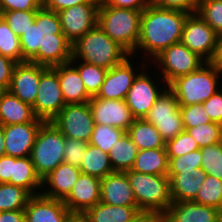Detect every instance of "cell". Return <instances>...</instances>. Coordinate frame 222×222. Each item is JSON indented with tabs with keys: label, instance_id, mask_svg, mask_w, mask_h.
<instances>
[{
	"label": "cell",
	"instance_id": "1",
	"mask_svg": "<svg viewBox=\"0 0 222 222\" xmlns=\"http://www.w3.org/2000/svg\"><path fill=\"white\" fill-rule=\"evenodd\" d=\"M19 39L23 62L53 67L72 60V44L63 34L58 13L43 6Z\"/></svg>",
	"mask_w": 222,
	"mask_h": 222
},
{
	"label": "cell",
	"instance_id": "2",
	"mask_svg": "<svg viewBox=\"0 0 222 222\" xmlns=\"http://www.w3.org/2000/svg\"><path fill=\"white\" fill-rule=\"evenodd\" d=\"M188 15L185 11L149 4L142 11L138 45L131 55L149 64L163 50L179 43Z\"/></svg>",
	"mask_w": 222,
	"mask_h": 222
},
{
	"label": "cell",
	"instance_id": "3",
	"mask_svg": "<svg viewBox=\"0 0 222 222\" xmlns=\"http://www.w3.org/2000/svg\"><path fill=\"white\" fill-rule=\"evenodd\" d=\"M130 54L113 41L99 25L72 44V60L83 61L106 70L121 64Z\"/></svg>",
	"mask_w": 222,
	"mask_h": 222
},
{
	"label": "cell",
	"instance_id": "4",
	"mask_svg": "<svg viewBox=\"0 0 222 222\" xmlns=\"http://www.w3.org/2000/svg\"><path fill=\"white\" fill-rule=\"evenodd\" d=\"M142 11L116 8L101 0L98 25L131 55L138 45Z\"/></svg>",
	"mask_w": 222,
	"mask_h": 222
},
{
	"label": "cell",
	"instance_id": "5",
	"mask_svg": "<svg viewBox=\"0 0 222 222\" xmlns=\"http://www.w3.org/2000/svg\"><path fill=\"white\" fill-rule=\"evenodd\" d=\"M222 87V72L210 62L197 71L173 80L168 88L174 93L180 106L202 104Z\"/></svg>",
	"mask_w": 222,
	"mask_h": 222
},
{
	"label": "cell",
	"instance_id": "6",
	"mask_svg": "<svg viewBox=\"0 0 222 222\" xmlns=\"http://www.w3.org/2000/svg\"><path fill=\"white\" fill-rule=\"evenodd\" d=\"M125 172L140 211L163 216L173 202L169 177L144 174L131 170Z\"/></svg>",
	"mask_w": 222,
	"mask_h": 222
},
{
	"label": "cell",
	"instance_id": "7",
	"mask_svg": "<svg viewBox=\"0 0 222 222\" xmlns=\"http://www.w3.org/2000/svg\"><path fill=\"white\" fill-rule=\"evenodd\" d=\"M65 139L51 122L40 127L30 158L41 181L64 162Z\"/></svg>",
	"mask_w": 222,
	"mask_h": 222
},
{
	"label": "cell",
	"instance_id": "8",
	"mask_svg": "<svg viewBox=\"0 0 222 222\" xmlns=\"http://www.w3.org/2000/svg\"><path fill=\"white\" fill-rule=\"evenodd\" d=\"M152 69L149 64L137 75L125 98L135 119L144 118L156 99L168 87L158 72Z\"/></svg>",
	"mask_w": 222,
	"mask_h": 222
},
{
	"label": "cell",
	"instance_id": "9",
	"mask_svg": "<svg viewBox=\"0 0 222 222\" xmlns=\"http://www.w3.org/2000/svg\"><path fill=\"white\" fill-rule=\"evenodd\" d=\"M204 63L201 57L179 42L163 50L149 64L169 85L176 78L197 71Z\"/></svg>",
	"mask_w": 222,
	"mask_h": 222
},
{
	"label": "cell",
	"instance_id": "10",
	"mask_svg": "<svg viewBox=\"0 0 222 222\" xmlns=\"http://www.w3.org/2000/svg\"><path fill=\"white\" fill-rule=\"evenodd\" d=\"M144 119L157 128L165 142L184 131L180 105L168 87L156 99Z\"/></svg>",
	"mask_w": 222,
	"mask_h": 222
},
{
	"label": "cell",
	"instance_id": "11",
	"mask_svg": "<svg viewBox=\"0 0 222 222\" xmlns=\"http://www.w3.org/2000/svg\"><path fill=\"white\" fill-rule=\"evenodd\" d=\"M147 65L141 58L130 55L121 64L108 70L96 97L125 100L134 79Z\"/></svg>",
	"mask_w": 222,
	"mask_h": 222
},
{
	"label": "cell",
	"instance_id": "12",
	"mask_svg": "<svg viewBox=\"0 0 222 222\" xmlns=\"http://www.w3.org/2000/svg\"><path fill=\"white\" fill-rule=\"evenodd\" d=\"M65 105L57 72L52 67L41 65L38 93L33 106L36 117L51 122Z\"/></svg>",
	"mask_w": 222,
	"mask_h": 222
},
{
	"label": "cell",
	"instance_id": "13",
	"mask_svg": "<svg viewBox=\"0 0 222 222\" xmlns=\"http://www.w3.org/2000/svg\"><path fill=\"white\" fill-rule=\"evenodd\" d=\"M51 123L65 138L86 143H89L95 125L89 102L66 104Z\"/></svg>",
	"mask_w": 222,
	"mask_h": 222
},
{
	"label": "cell",
	"instance_id": "14",
	"mask_svg": "<svg viewBox=\"0 0 222 222\" xmlns=\"http://www.w3.org/2000/svg\"><path fill=\"white\" fill-rule=\"evenodd\" d=\"M218 34L197 13L189 14L184 22L181 43L205 62L214 56Z\"/></svg>",
	"mask_w": 222,
	"mask_h": 222
},
{
	"label": "cell",
	"instance_id": "15",
	"mask_svg": "<svg viewBox=\"0 0 222 222\" xmlns=\"http://www.w3.org/2000/svg\"><path fill=\"white\" fill-rule=\"evenodd\" d=\"M99 6L100 3H82L57 12L63 34L71 44L98 25Z\"/></svg>",
	"mask_w": 222,
	"mask_h": 222
},
{
	"label": "cell",
	"instance_id": "16",
	"mask_svg": "<svg viewBox=\"0 0 222 222\" xmlns=\"http://www.w3.org/2000/svg\"><path fill=\"white\" fill-rule=\"evenodd\" d=\"M89 106L95 124L113 126L127 132L135 119L125 100L93 96L89 100Z\"/></svg>",
	"mask_w": 222,
	"mask_h": 222
},
{
	"label": "cell",
	"instance_id": "17",
	"mask_svg": "<svg viewBox=\"0 0 222 222\" xmlns=\"http://www.w3.org/2000/svg\"><path fill=\"white\" fill-rule=\"evenodd\" d=\"M45 122L4 125L5 154L12 157H29L40 127Z\"/></svg>",
	"mask_w": 222,
	"mask_h": 222
},
{
	"label": "cell",
	"instance_id": "18",
	"mask_svg": "<svg viewBox=\"0 0 222 222\" xmlns=\"http://www.w3.org/2000/svg\"><path fill=\"white\" fill-rule=\"evenodd\" d=\"M41 76V65L25 61L17 63L12 74L9 91L22 102L35 104Z\"/></svg>",
	"mask_w": 222,
	"mask_h": 222
},
{
	"label": "cell",
	"instance_id": "19",
	"mask_svg": "<svg viewBox=\"0 0 222 222\" xmlns=\"http://www.w3.org/2000/svg\"><path fill=\"white\" fill-rule=\"evenodd\" d=\"M101 201V179L82 174L69 196L63 201L73 215H82Z\"/></svg>",
	"mask_w": 222,
	"mask_h": 222
},
{
	"label": "cell",
	"instance_id": "20",
	"mask_svg": "<svg viewBox=\"0 0 222 222\" xmlns=\"http://www.w3.org/2000/svg\"><path fill=\"white\" fill-rule=\"evenodd\" d=\"M25 222H69L73 214L62 200L33 195L24 209Z\"/></svg>",
	"mask_w": 222,
	"mask_h": 222
},
{
	"label": "cell",
	"instance_id": "21",
	"mask_svg": "<svg viewBox=\"0 0 222 222\" xmlns=\"http://www.w3.org/2000/svg\"><path fill=\"white\" fill-rule=\"evenodd\" d=\"M80 175L79 167L63 162L42 180L41 194L64 201L71 193Z\"/></svg>",
	"mask_w": 222,
	"mask_h": 222
},
{
	"label": "cell",
	"instance_id": "22",
	"mask_svg": "<svg viewBox=\"0 0 222 222\" xmlns=\"http://www.w3.org/2000/svg\"><path fill=\"white\" fill-rule=\"evenodd\" d=\"M112 206H137L126 172L115 171L101 179V201Z\"/></svg>",
	"mask_w": 222,
	"mask_h": 222
},
{
	"label": "cell",
	"instance_id": "23",
	"mask_svg": "<svg viewBox=\"0 0 222 222\" xmlns=\"http://www.w3.org/2000/svg\"><path fill=\"white\" fill-rule=\"evenodd\" d=\"M221 210L193 201L172 202L163 222H216Z\"/></svg>",
	"mask_w": 222,
	"mask_h": 222
},
{
	"label": "cell",
	"instance_id": "24",
	"mask_svg": "<svg viewBox=\"0 0 222 222\" xmlns=\"http://www.w3.org/2000/svg\"><path fill=\"white\" fill-rule=\"evenodd\" d=\"M58 75L66 104H82L92 98L86 91L78 70L69 62L52 67Z\"/></svg>",
	"mask_w": 222,
	"mask_h": 222
},
{
	"label": "cell",
	"instance_id": "25",
	"mask_svg": "<svg viewBox=\"0 0 222 222\" xmlns=\"http://www.w3.org/2000/svg\"><path fill=\"white\" fill-rule=\"evenodd\" d=\"M206 175L202 169L188 170L179 174H167L170 180L172 201H194Z\"/></svg>",
	"mask_w": 222,
	"mask_h": 222
},
{
	"label": "cell",
	"instance_id": "26",
	"mask_svg": "<svg viewBox=\"0 0 222 222\" xmlns=\"http://www.w3.org/2000/svg\"><path fill=\"white\" fill-rule=\"evenodd\" d=\"M28 122H45L38 119L33 107L22 102L9 90H5L0 98V125L25 124Z\"/></svg>",
	"mask_w": 222,
	"mask_h": 222
},
{
	"label": "cell",
	"instance_id": "27",
	"mask_svg": "<svg viewBox=\"0 0 222 222\" xmlns=\"http://www.w3.org/2000/svg\"><path fill=\"white\" fill-rule=\"evenodd\" d=\"M140 213L137 206H112L99 202L82 216L87 222H130Z\"/></svg>",
	"mask_w": 222,
	"mask_h": 222
},
{
	"label": "cell",
	"instance_id": "28",
	"mask_svg": "<svg viewBox=\"0 0 222 222\" xmlns=\"http://www.w3.org/2000/svg\"><path fill=\"white\" fill-rule=\"evenodd\" d=\"M8 183L26 189L32 195L41 194L42 181L35 172L30 156L12 157V177Z\"/></svg>",
	"mask_w": 222,
	"mask_h": 222
},
{
	"label": "cell",
	"instance_id": "29",
	"mask_svg": "<svg viewBox=\"0 0 222 222\" xmlns=\"http://www.w3.org/2000/svg\"><path fill=\"white\" fill-rule=\"evenodd\" d=\"M168 164L169 160L165 148L138 150L131 171L167 176Z\"/></svg>",
	"mask_w": 222,
	"mask_h": 222
},
{
	"label": "cell",
	"instance_id": "30",
	"mask_svg": "<svg viewBox=\"0 0 222 222\" xmlns=\"http://www.w3.org/2000/svg\"><path fill=\"white\" fill-rule=\"evenodd\" d=\"M138 150L165 148L166 142L157 128L144 118L134 119L127 131Z\"/></svg>",
	"mask_w": 222,
	"mask_h": 222
},
{
	"label": "cell",
	"instance_id": "31",
	"mask_svg": "<svg viewBox=\"0 0 222 222\" xmlns=\"http://www.w3.org/2000/svg\"><path fill=\"white\" fill-rule=\"evenodd\" d=\"M79 168L82 174L91 175L99 179L115 172L110 163L108 153L89 143Z\"/></svg>",
	"mask_w": 222,
	"mask_h": 222
},
{
	"label": "cell",
	"instance_id": "32",
	"mask_svg": "<svg viewBox=\"0 0 222 222\" xmlns=\"http://www.w3.org/2000/svg\"><path fill=\"white\" fill-rule=\"evenodd\" d=\"M138 153L137 146L126 132L111 148L108 156L114 171L131 170Z\"/></svg>",
	"mask_w": 222,
	"mask_h": 222
},
{
	"label": "cell",
	"instance_id": "33",
	"mask_svg": "<svg viewBox=\"0 0 222 222\" xmlns=\"http://www.w3.org/2000/svg\"><path fill=\"white\" fill-rule=\"evenodd\" d=\"M32 196L22 187L0 183V212L24 210Z\"/></svg>",
	"mask_w": 222,
	"mask_h": 222
},
{
	"label": "cell",
	"instance_id": "34",
	"mask_svg": "<svg viewBox=\"0 0 222 222\" xmlns=\"http://www.w3.org/2000/svg\"><path fill=\"white\" fill-rule=\"evenodd\" d=\"M70 63L78 70L87 93L91 97L96 96L108 70L83 61H70Z\"/></svg>",
	"mask_w": 222,
	"mask_h": 222
},
{
	"label": "cell",
	"instance_id": "35",
	"mask_svg": "<svg viewBox=\"0 0 222 222\" xmlns=\"http://www.w3.org/2000/svg\"><path fill=\"white\" fill-rule=\"evenodd\" d=\"M0 54L17 63L23 62V54L19 37L10 29L9 25L0 16Z\"/></svg>",
	"mask_w": 222,
	"mask_h": 222
},
{
	"label": "cell",
	"instance_id": "36",
	"mask_svg": "<svg viewBox=\"0 0 222 222\" xmlns=\"http://www.w3.org/2000/svg\"><path fill=\"white\" fill-rule=\"evenodd\" d=\"M193 202L222 210V180L206 175Z\"/></svg>",
	"mask_w": 222,
	"mask_h": 222
},
{
	"label": "cell",
	"instance_id": "37",
	"mask_svg": "<svg viewBox=\"0 0 222 222\" xmlns=\"http://www.w3.org/2000/svg\"><path fill=\"white\" fill-rule=\"evenodd\" d=\"M126 133L123 129L95 124L89 144L109 154L112 146Z\"/></svg>",
	"mask_w": 222,
	"mask_h": 222
},
{
	"label": "cell",
	"instance_id": "38",
	"mask_svg": "<svg viewBox=\"0 0 222 222\" xmlns=\"http://www.w3.org/2000/svg\"><path fill=\"white\" fill-rule=\"evenodd\" d=\"M200 148L222 142V125L215 122L198 125L186 130Z\"/></svg>",
	"mask_w": 222,
	"mask_h": 222
},
{
	"label": "cell",
	"instance_id": "39",
	"mask_svg": "<svg viewBox=\"0 0 222 222\" xmlns=\"http://www.w3.org/2000/svg\"><path fill=\"white\" fill-rule=\"evenodd\" d=\"M202 155L201 169L210 176L222 180V144H213L200 148Z\"/></svg>",
	"mask_w": 222,
	"mask_h": 222
},
{
	"label": "cell",
	"instance_id": "40",
	"mask_svg": "<svg viewBox=\"0 0 222 222\" xmlns=\"http://www.w3.org/2000/svg\"><path fill=\"white\" fill-rule=\"evenodd\" d=\"M196 13L218 34H222V0H200Z\"/></svg>",
	"mask_w": 222,
	"mask_h": 222
},
{
	"label": "cell",
	"instance_id": "41",
	"mask_svg": "<svg viewBox=\"0 0 222 222\" xmlns=\"http://www.w3.org/2000/svg\"><path fill=\"white\" fill-rule=\"evenodd\" d=\"M37 10H10L0 12V16L10 29L20 37L34 22Z\"/></svg>",
	"mask_w": 222,
	"mask_h": 222
},
{
	"label": "cell",
	"instance_id": "42",
	"mask_svg": "<svg viewBox=\"0 0 222 222\" xmlns=\"http://www.w3.org/2000/svg\"><path fill=\"white\" fill-rule=\"evenodd\" d=\"M168 158H177L186 155L192 151L200 149L197 142L184 130L174 139L169 140L165 144Z\"/></svg>",
	"mask_w": 222,
	"mask_h": 222
},
{
	"label": "cell",
	"instance_id": "43",
	"mask_svg": "<svg viewBox=\"0 0 222 222\" xmlns=\"http://www.w3.org/2000/svg\"><path fill=\"white\" fill-rule=\"evenodd\" d=\"M168 174H179L184 171L201 169L202 155L200 149L177 158H168Z\"/></svg>",
	"mask_w": 222,
	"mask_h": 222
},
{
	"label": "cell",
	"instance_id": "44",
	"mask_svg": "<svg viewBox=\"0 0 222 222\" xmlns=\"http://www.w3.org/2000/svg\"><path fill=\"white\" fill-rule=\"evenodd\" d=\"M184 130L210 123V117L202 104L180 106Z\"/></svg>",
	"mask_w": 222,
	"mask_h": 222
},
{
	"label": "cell",
	"instance_id": "45",
	"mask_svg": "<svg viewBox=\"0 0 222 222\" xmlns=\"http://www.w3.org/2000/svg\"><path fill=\"white\" fill-rule=\"evenodd\" d=\"M88 143L71 138L65 139L64 162L80 167Z\"/></svg>",
	"mask_w": 222,
	"mask_h": 222
},
{
	"label": "cell",
	"instance_id": "46",
	"mask_svg": "<svg viewBox=\"0 0 222 222\" xmlns=\"http://www.w3.org/2000/svg\"><path fill=\"white\" fill-rule=\"evenodd\" d=\"M203 109L209 115L211 122L222 125V87L207 101L202 103Z\"/></svg>",
	"mask_w": 222,
	"mask_h": 222
},
{
	"label": "cell",
	"instance_id": "47",
	"mask_svg": "<svg viewBox=\"0 0 222 222\" xmlns=\"http://www.w3.org/2000/svg\"><path fill=\"white\" fill-rule=\"evenodd\" d=\"M200 0H149L150 4L167 9L196 13Z\"/></svg>",
	"mask_w": 222,
	"mask_h": 222
},
{
	"label": "cell",
	"instance_id": "48",
	"mask_svg": "<svg viewBox=\"0 0 222 222\" xmlns=\"http://www.w3.org/2000/svg\"><path fill=\"white\" fill-rule=\"evenodd\" d=\"M43 6V0H0V12L10 10H38Z\"/></svg>",
	"mask_w": 222,
	"mask_h": 222
},
{
	"label": "cell",
	"instance_id": "49",
	"mask_svg": "<svg viewBox=\"0 0 222 222\" xmlns=\"http://www.w3.org/2000/svg\"><path fill=\"white\" fill-rule=\"evenodd\" d=\"M16 64L17 62L14 60L0 54V87L4 90H8L10 87Z\"/></svg>",
	"mask_w": 222,
	"mask_h": 222
},
{
	"label": "cell",
	"instance_id": "50",
	"mask_svg": "<svg viewBox=\"0 0 222 222\" xmlns=\"http://www.w3.org/2000/svg\"><path fill=\"white\" fill-rule=\"evenodd\" d=\"M82 3H101V0H43V7L51 11L59 12Z\"/></svg>",
	"mask_w": 222,
	"mask_h": 222
},
{
	"label": "cell",
	"instance_id": "51",
	"mask_svg": "<svg viewBox=\"0 0 222 222\" xmlns=\"http://www.w3.org/2000/svg\"><path fill=\"white\" fill-rule=\"evenodd\" d=\"M110 6L133 10H144L149 4V0H105Z\"/></svg>",
	"mask_w": 222,
	"mask_h": 222
},
{
	"label": "cell",
	"instance_id": "52",
	"mask_svg": "<svg viewBox=\"0 0 222 222\" xmlns=\"http://www.w3.org/2000/svg\"><path fill=\"white\" fill-rule=\"evenodd\" d=\"M12 177V156L0 157V183H8Z\"/></svg>",
	"mask_w": 222,
	"mask_h": 222
},
{
	"label": "cell",
	"instance_id": "53",
	"mask_svg": "<svg viewBox=\"0 0 222 222\" xmlns=\"http://www.w3.org/2000/svg\"><path fill=\"white\" fill-rule=\"evenodd\" d=\"M0 222H25L24 210L0 212Z\"/></svg>",
	"mask_w": 222,
	"mask_h": 222
},
{
	"label": "cell",
	"instance_id": "54",
	"mask_svg": "<svg viewBox=\"0 0 222 222\" xmlns=\"http://www.w3.org/2000/svg\"><path fill=\"white\" fill-rule=\"evenodd\" d=\"M210 63L222 72V34L218 36L215 53Z\"/></svg>",
	"mask_w": 222,
	"mask_h": 222
},
{
	"label": "cell",
	"instance_id": "55",
	"mask_svg": "<svg viewBox=\"0 0 222 222\" xmlns=\"http://www.w3.org/2000/svg\"><path fill=\"white\" fill-rule=\"evenodd\" d=\"M130 222H163V216L151 212H141Z\"/></svg>",
	"mask_w": 222,
	"mask_h": 222
},
{
	"label": "cell",
	"instance_id": "56",
	"mask_svg": "<svg viewBox=\"0 0 222 222\" xmlns=\"http://www.w3.org/2000/svg\"><path fill=\"white\" fill-rule=\"evenodd\" d=\"M6 155L5 154V138L4 131L2 125H0V157Z\"/></svg>",
	"mask_w": 222,
	"mask_h": 222
},
{
	"label": "cell",
	"instance_id": "57",
	"mask_svg": "<svg viewBox=\"0 0 222 222\" xmlns=\"http://www.w3.org/2000/svg\"><path fill=\"white\" fill-rule=\"evenodd\" d=\"M69 222H87L82 215H73Z\"/></svg>",
	"mask_w": 222,
	"mask_h": 222
},
{
	"label": "cell",
	"instance_id": "58",
	"mask_svg": "<svg viewBox=\"0 0 222 222\" xmlns=\"http://www.w3.org/2000/svg\"><path fill=\"white\" fill-rule=\"evenodd\" d=\"M216 222H222V210L219 212Z\"/></svg>",
	"mask_w": 222,
	"mask_h": 222
},
{
	"label": "cell",
	"instance_id": "59",
	"mask_svg": "<svg viewBox=\"0 0 222 222\" xmlns=\"http://www.w3.org/2000/svg\"><path fill=\"white\" fill-rule=\"evenodd\" d=\"M4 91H5V90L0 87V98H1V95L3 94Z\"/></svg>",
	"mask_w": 222,
	"mask_h": 222
}]
</instances>
